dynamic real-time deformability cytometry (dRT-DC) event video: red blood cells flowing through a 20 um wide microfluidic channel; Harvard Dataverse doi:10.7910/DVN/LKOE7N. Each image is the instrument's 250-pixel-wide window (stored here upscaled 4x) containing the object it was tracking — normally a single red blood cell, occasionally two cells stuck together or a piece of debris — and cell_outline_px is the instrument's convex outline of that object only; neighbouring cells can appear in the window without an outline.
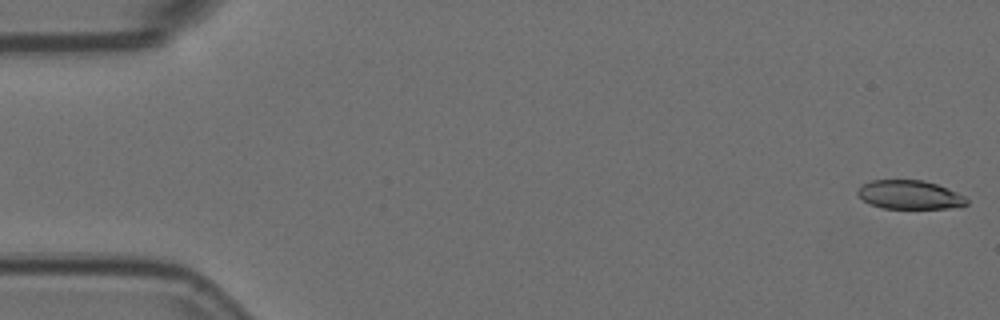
{"species": "Egyptian fruit bat (a non-hibernating species)", "species_latin": "Rousettus aegyptiacus", "temperature_condition": "room temperature", "stored_images_in_passage": 4, "camera_frame_rate_fps": 3000, "um_per_image_px": 0.085, "animal": {"sex": "female"}, "frame": {"image": 1, "passage_image": 1, "time_ms": 0.0, "image_size_px": [1000, 320], "cell_outline_px": [[968, 204], [948, 208], [884, 208], [868, 204], [856, 192], [864, 184], [872, 180], [924, 180], [936, 184], [956, 192], [964, 196], [968, 200]], "centroid_in_image_um": [77.32, 16.55], "position_along_channel_um": 7.7, "area_um2": 18.03}}
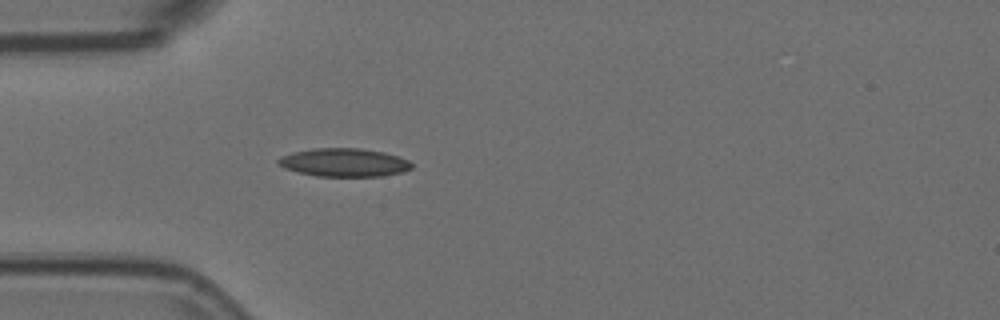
{"frame": {"image": 2, "passage_image": 4, "time_ms": 1.0, "image_size_px": [1000, 320], "cell_outline_px": [[412, 168], [400, 172], [380, 176], [316, 176], [284, 168], [276, 160], [280, 156], [292, 152], [312, 148], [360, 148], [384, 152], [408, 160], [412, 164]], "centroid_in_image_um": [29.21, 13.8], "position_along_channel_um": 55.8, "area_um2": 21.85}}